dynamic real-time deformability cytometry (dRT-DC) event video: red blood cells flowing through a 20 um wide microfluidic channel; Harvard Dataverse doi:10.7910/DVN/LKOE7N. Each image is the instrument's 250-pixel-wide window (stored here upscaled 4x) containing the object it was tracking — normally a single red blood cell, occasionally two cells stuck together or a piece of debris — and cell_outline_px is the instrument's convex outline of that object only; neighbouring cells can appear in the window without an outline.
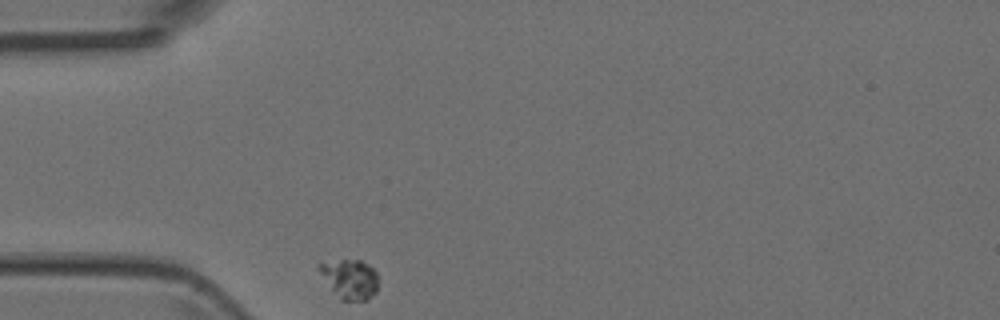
{"species": "Egyptian fruit bat (a non-hibernating species)", "species_latin": "Rousettus aegyptiacus", "temperature_condition": "room temperature", "stored_images_in_passage": 1, "camera_frame_rate_fps": 3000, "um_per_image_px": 0.085, "animal": {"sex": "female"}, "frame": {"image": 1, "passage_image": 1, "time_ms": 0.0, "image_size_px": [1000, 320], "cell_outline_px": [[376, 292], [368, 300], [340, 300], [332, 292], [316, 268], [316, 264], [340, 260], [360, 260], [372, 268], [376, 272]], "centroid_in_image_um": [29.68, 23.73], "position_along_channel_um": 55.3, "area_um2": 13.58}}